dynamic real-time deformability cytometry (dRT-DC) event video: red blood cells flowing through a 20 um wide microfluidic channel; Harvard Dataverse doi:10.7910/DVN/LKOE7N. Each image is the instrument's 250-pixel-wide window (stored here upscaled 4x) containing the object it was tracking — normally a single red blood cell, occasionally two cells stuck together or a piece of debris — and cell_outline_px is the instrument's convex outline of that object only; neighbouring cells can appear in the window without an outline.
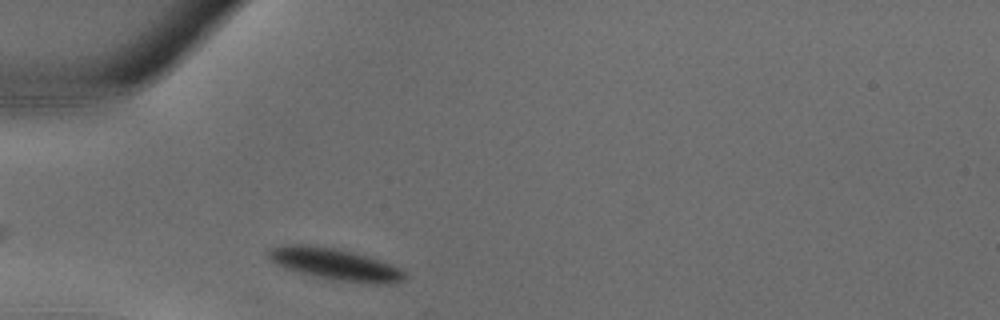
{"species": "common noctule bat (a hibernating species)", "species_latin": "Nyctalus noctula", "temperature_condition": "warm", "stored_images_in_passage": 20, "camera_frame_rate_fps": 3000, "um_per_image_px": 0.085, "animal": {"sex": "male", "body_mass_g": 18.8}, "frame": {"image": 1, "passage_image": 1, "time_ms": 0.0, "image_size_px": [1000, 320], "cell_outline_px": [[408, 276], [404, 280], [392, 284], [368, 284], [332, 280], [284, 268], [276, 264], [268, 256], [268, 252], [272, 248], [280, 244], [308, 244], [336, 248], [368, 256], [392, 264], [400, 268]], "centroid_in_image_um": [28.53, 22.46], "position_along_channel_um": 56.5, "area_um2": 25.49}}
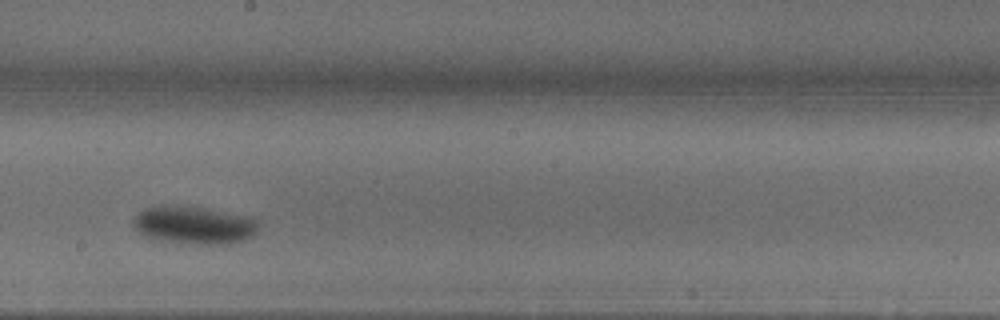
{"frame": {"image": 2, "passage_image": 11, "time_ms": 3.333, "image_size_px": [1000, 320], "cell_outline_px": [[260, 224], [256, 232], [252, 236], [244, 240], [228, 244], [188, 244], [160, 240], [144, 236], [132, 224], [132, 220], [144, 208], [164, 204], [184, 204], [252, 216], [260, 220]], "centroid_in_image_um": [16.53, 19.1], "position_along_channel_um": 231.7, "area_um2": 28.44}}
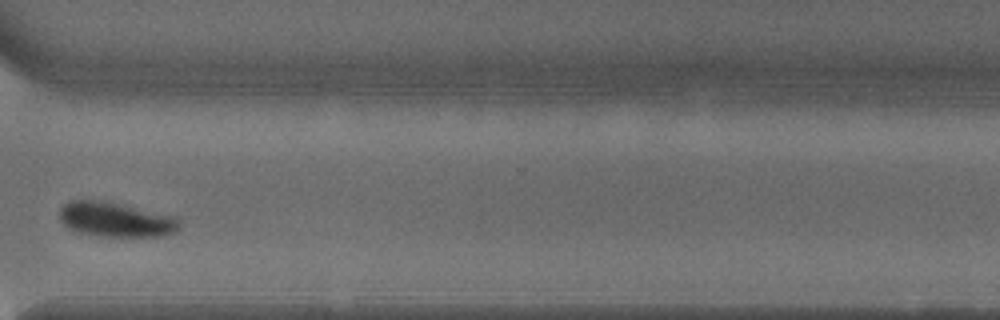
{"frame": {"image": 3, "passage_image": 18, "time_ms": 5.667, "image_size_px": [1000, 320], "cell_outline_px": [[180, 228], [164, 236], [96, 236], [72, 232], [60, 220], [60, 208], [64, 204], [72, 200], [92, 200], [116, 204], [176, 216], [180, 220]], "centroid_in_image_um": [9.8, 18.69], "position_along_channel_um": 360.8, "area_um2": 24.04}}